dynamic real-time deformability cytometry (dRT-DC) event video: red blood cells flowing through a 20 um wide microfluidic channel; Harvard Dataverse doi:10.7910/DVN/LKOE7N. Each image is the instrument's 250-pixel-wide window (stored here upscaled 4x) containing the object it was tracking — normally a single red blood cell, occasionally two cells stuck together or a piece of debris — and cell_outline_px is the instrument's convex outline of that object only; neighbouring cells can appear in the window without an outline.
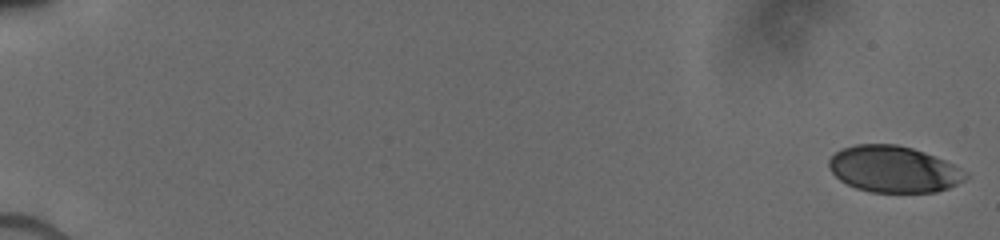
{"species": "human", "species_latin": "Homo sapiens", "temperature_condition": "cold", "stored_images_in_passage": 60, "camera_frame_rate_fps": 3000, "um_per_image_px": 0.085, "donor": {"sex": "male"}, "frame": {"image": 1, "passage_image": 1, "time_ms": 0.0, "image_size_px": [1000, 240], "cell_outline_px": [[968, 176], [964, 180], [948, 188], [936, 192], [872, 192], [856, 188], [840, 180], [828, 168], [828, 160], [836, 152], [844, 148], [856, 144], [896, 144], [912, 148], [924, 152], [944, 160], [968, 172]], "centroid_in_image_um": [75.96, 14.38], "position_along_channel_um": 9.0, "area_um2": 36.82}}
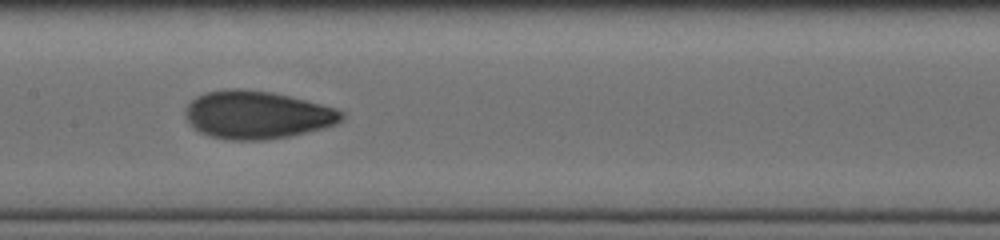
{"frame": {"image": 2, "passage_image": 29, "time_ms": 9.333, "image_size_px": [1000, 240], "cell_outline_px": [[344, 120], [336, 124], [324, 128], [288, 136], [264, 140], [228, 140], [208, 136], [200, 132], [184, 116], [184, 108], [196, 96], [204, 92], [228, 88], [240, 88], [272, 92], [336, 108], [344, 112]], "centroid_in_image_um": [21.83, 9.76], "position_along_channel_um": 185.6, "area_um2": 43.75}}
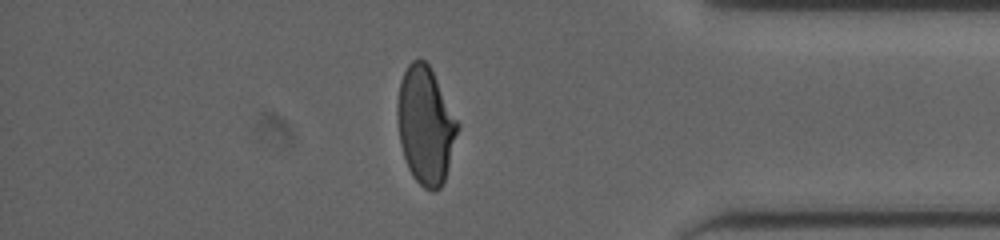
{"frame": {"image": 3, "passage_image": 53, "time_ms": 15.0, "image_size_px": [1000, 240], "cell_outline_px": [[460, 128], [444, 180], [440, 188], [432, 192], [424, 188], [412, 176], [408, 168], [400, 144], [396, 116], [396, 104], [400, 80], [408, 64], [412, 60], [424, 60], [428, 64], [460, 124]], "centroid_in_image_um": [36.16, 10.66], "position_along_channel_um": 399.0, "area_um2": 41.27}}